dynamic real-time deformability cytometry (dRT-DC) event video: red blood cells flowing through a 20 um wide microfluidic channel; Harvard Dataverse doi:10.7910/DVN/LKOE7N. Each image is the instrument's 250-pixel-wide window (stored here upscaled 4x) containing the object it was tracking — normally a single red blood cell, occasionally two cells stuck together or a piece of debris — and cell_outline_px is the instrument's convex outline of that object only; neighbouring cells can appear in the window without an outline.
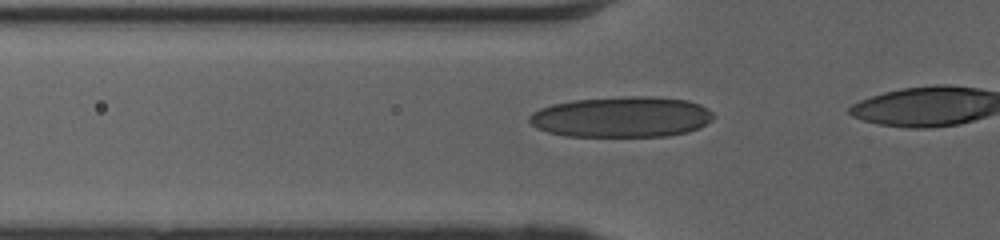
{"species": "human", "species_latin": "Homo sapiens", "temperature_condition": "cold", "stored_images_in_passage": 37, "camera_frame_rate_fps": 3000, "um_per_image_px": 0.085, "donor": {"sex": "female"}, "frame": {"image": 1, "passage_image": 13, "time_ms": 4.0, "image_size_px": [1000, 240], "cell_outline_px": [[716, 116], [712, 120], [700, 128], [688, 132], [668, 136], [564, 136], [548, 132], [536, 128], [528, 120], [528, 116], [532, 112], [540, 108], [552, 104], [572, 100], [624, 96], [648, 96], [688, 100], [700, 104], [708, 108]], "centroid_in_image_um": [52.85, 9.94], "position_along_channel_um": 72.9, "area_um2": 44.1}}
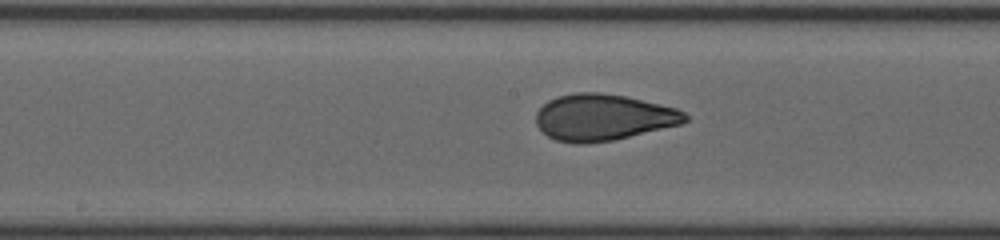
{"frame": {"image": 2, "passage_image": 22, "time_ms": 7.0, "image_size_px": [1000, 240], "cell_outline_px": [[688, 120], [680, 124], [612, 140], [576, 144], [556, 140], [548, 136], [536, 124], [536, 112], [548, 100], [556, 96], [576, 92], [600, 92], [628, 96], [676, 108], [684, 112], [688, 116]], "centroid_in_image_um": [51.25, 9.95], "position_along_channel_um": 197.0, "area_um2": 40.17}}
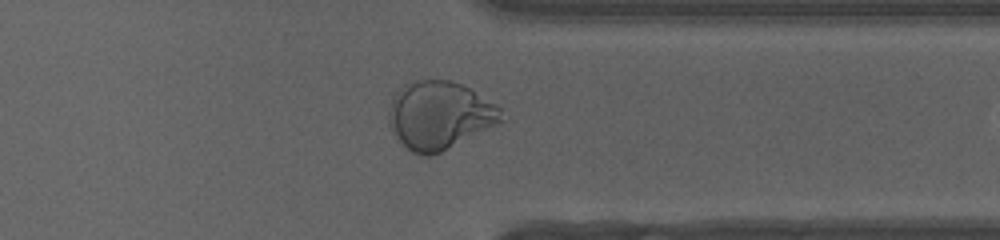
{"frame": {"image": 3, "passage_image": 35, "time_ms": 11.333, "image_size_px": [1000, 240], "cell_outline_px": [[504, 120], [432, 156], [420, 156], [412, 152], [396, 140], [388, 124], [388, 112], [392, 96], [404, 84], [416, 80], [448, 80], [460, 84], [468, 88], [504, 108]], "centroid_in_image_um": [37.32, 9.8], "position_along_channel_um": 374.1, "area_um2": 44.74}}